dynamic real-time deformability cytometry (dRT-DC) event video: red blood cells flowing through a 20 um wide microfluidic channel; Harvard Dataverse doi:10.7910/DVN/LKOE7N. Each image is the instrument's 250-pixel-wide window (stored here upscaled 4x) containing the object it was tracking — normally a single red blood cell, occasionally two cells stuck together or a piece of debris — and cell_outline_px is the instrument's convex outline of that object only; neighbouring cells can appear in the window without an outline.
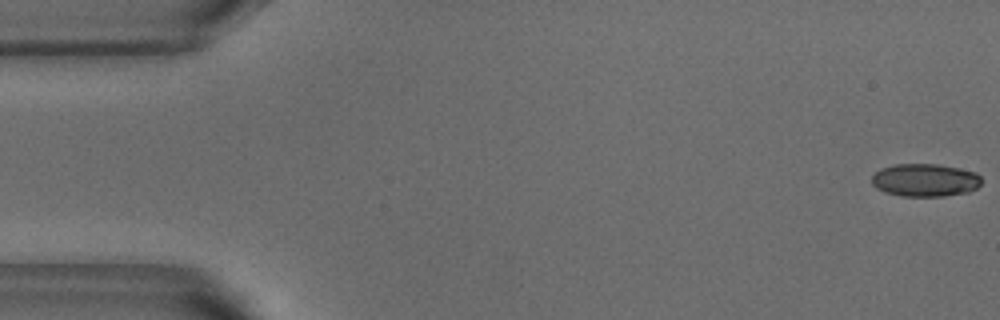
{"species": "common noctule bat (a hibernating species)", "species_latin": "Nyctalus noctula", "temperature_condition": "warm", "stored_images_in_passage": 15, "camera_frame_rate_fps": 3000, "um_per_image_px": 0.085, "animal": {"sex": "male", "body_mass_g": 18.8}, "frame": {"image": 1, "passage_image": 1, "time_ms": 0.0, "image_size_px": [1000, 320], "cell_outline_px": [[980, 184], [976, 188], [968, 192], [944, 196], [904, 196], [884, 192], [876, 188], [872, 184], [872, 176], [880, 168], [896, 164], [936, 164], [960, 168], [976, 172], [980, 176]], "centroid_in_image_um": [78.62, 15.31], "position_along_channel_um": 6.4, "area_um2": 21.04}}
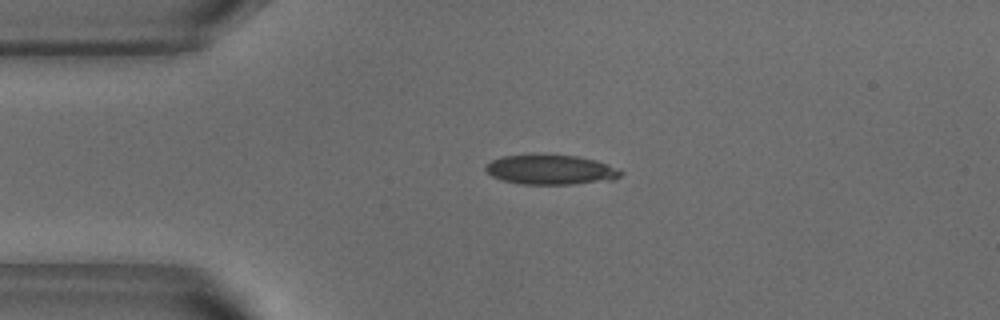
{"frame": {"image": 2, "passage_image": 12, "time_ms": 3.667, "image_size_px": [1000, 320], "cell_outline_px": [[624, 172], [620, 176], [612, 180], [572, 184], [520, 184], [500, 180], [492, 176], [484, 168], [492, 160], [500, 156], [576, 156], [596, 160], [608, 164]], "centroid_in_image_um": [46.82, 14.45], "position_along_channel_um": 38.2, "area_um2": 23.0}}